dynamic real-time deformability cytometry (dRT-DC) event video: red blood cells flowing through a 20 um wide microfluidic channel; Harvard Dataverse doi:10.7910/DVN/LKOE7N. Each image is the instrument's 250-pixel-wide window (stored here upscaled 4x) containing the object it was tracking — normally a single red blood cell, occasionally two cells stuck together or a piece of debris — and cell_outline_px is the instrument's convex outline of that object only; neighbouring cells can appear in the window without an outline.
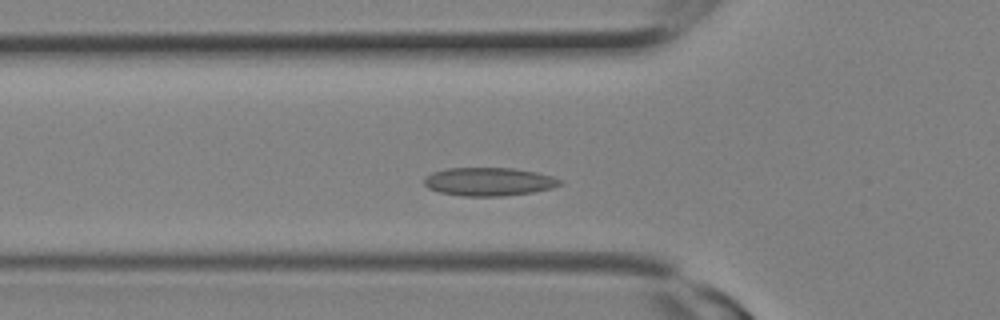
{"species": "Egyptian fruit bat (a non-hibernating species)", "species_latin": "Rousettus aegyptiacus", "temperature_condition": "room temperature", "stored_images_in_passage": 8, "camera_frame_rate_fps": 3000, "um_per_image_px": 0.085, "animal": {"sex": "female"}, "frame": {"image": 1, "passage_image": 6, "time_ms": 1.667, "image_size_px": [1000, 320], "cell_outline_px": [[560, 184], [552, 188], [532, 192], [504, 196], [464, 196], [440, 192], [428, 188], [424, 184], [424, 176], [432, 172], [448, 168], [512, 168], [536, 172], [552, 176], [560, 180]], "centroid_in_image_um": [41.51, 15.44], "position_along_channel_um": 84.3, "area_um2": 22.31}}
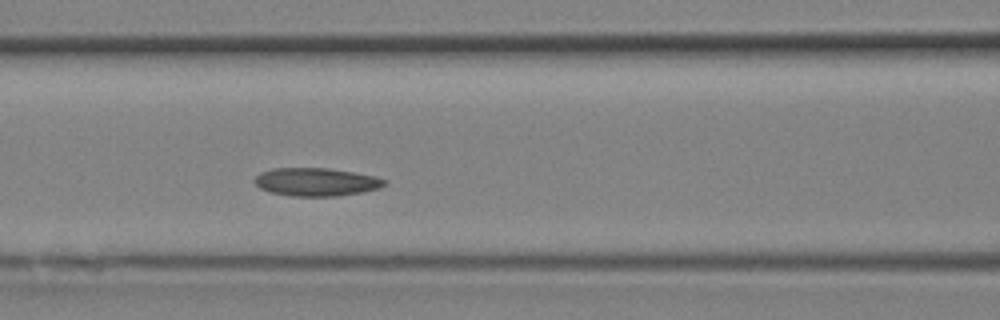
{"frame": {"image": 2, "passage_image": 8, "time_ms": 2.333, "image_size_px": [1000, 320], "cell_outline_px": [[388, 180], [380, 188], [364, 192], [336, 196], [292, 196], [268, 192], [260, 188], [252, 180], [260, 172], [272, 168], [328, 168], [376, 176]], "centroid_in_image_um": [26.86, 15.46], "position_along_channel_um": 139.7, "area_um2": 21.44}}